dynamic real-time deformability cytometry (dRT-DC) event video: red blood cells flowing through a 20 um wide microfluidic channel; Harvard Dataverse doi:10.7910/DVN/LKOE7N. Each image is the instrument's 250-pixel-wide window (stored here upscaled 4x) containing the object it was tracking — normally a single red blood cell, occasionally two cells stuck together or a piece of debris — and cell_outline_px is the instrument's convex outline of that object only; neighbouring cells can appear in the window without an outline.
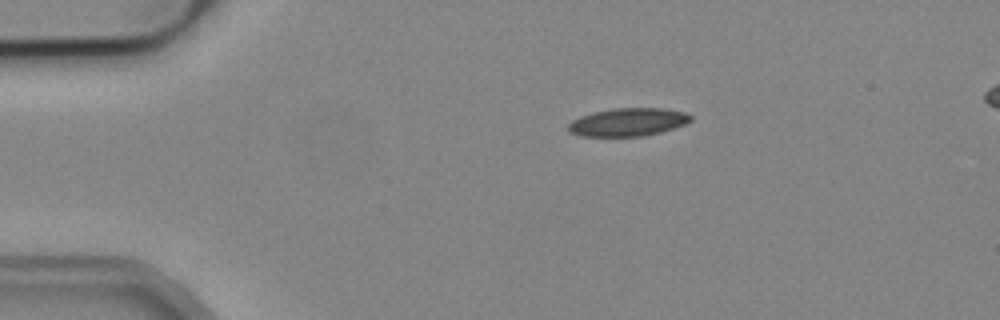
{"species": "common noctule bat (a hibernating species)", "species_latin": "Nyctalus noctula", "temperature_condition": "cold", "stored_images_in_passage": 4, "camera_frame_rate_fps": 3000, "um_per_image_px": 0.085, "animal": {"sex": "male", "body_mass_g": 19.2, "forearm_length_mm": 51.8}, "frame": {"image": 1, "passage_image": 1, "time_ms": 0.0, "image_size_px": [1000, 320], "cell_outline_px": [[692, 120], [684, 124], [660, 132], [644, 136], [580, 136], [568, 132], [568, 124], [572, 120], [580, 116], [592, 112], [612, 108], [664, 108], [684, 112], [692, 116]], "centroid_in_image_um": [53.34, 10.37], "position_along_channel_um": 31.7, "area_um2": 20.06}}